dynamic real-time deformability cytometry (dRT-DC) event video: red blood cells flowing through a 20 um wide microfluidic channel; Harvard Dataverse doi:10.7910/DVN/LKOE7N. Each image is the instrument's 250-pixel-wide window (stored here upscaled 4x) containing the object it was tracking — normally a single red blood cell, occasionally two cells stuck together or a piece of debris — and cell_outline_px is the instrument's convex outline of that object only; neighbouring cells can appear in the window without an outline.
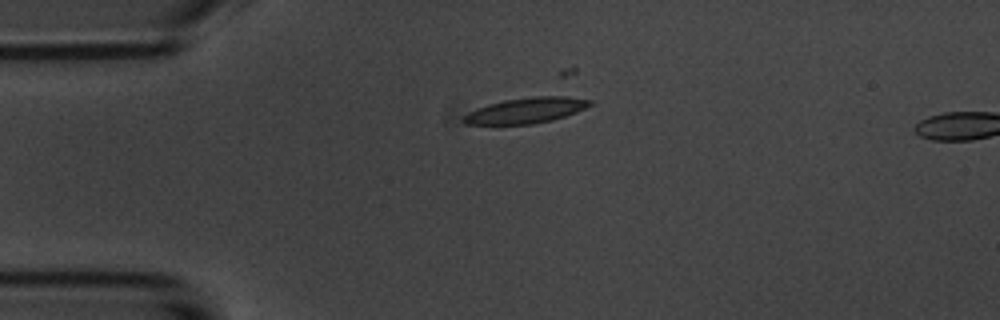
{"species": "common noctule bat (a hibernating species)", "species_latin": "Nyctalus noctula", "temperature_condition": "room temperature", "stored_images_in_passage": 4, "camera_frame_rate_fps": 3000, "um_per_image_px": 0.085, "animal": {"sex": "male", "body_mass_g": 20.1, "forearm_length_mm": 53.5}, "frame": {"image": 1, "passage_image": 4, "time_ms": 4.333, "image_size_px": [1000, 320], "cell_outline_px": [[592, 104], [576, 112], [552, 120], [532, 124], [464, 124], [460, 120], [468, 112], [476, 108], [488, 104], [504, 100], [560, 92], [592, 100]], "centroid_in_image_um": [44.8, 9.33], "position_along_channel_um": 40.2, "area_um2": 19.59}}